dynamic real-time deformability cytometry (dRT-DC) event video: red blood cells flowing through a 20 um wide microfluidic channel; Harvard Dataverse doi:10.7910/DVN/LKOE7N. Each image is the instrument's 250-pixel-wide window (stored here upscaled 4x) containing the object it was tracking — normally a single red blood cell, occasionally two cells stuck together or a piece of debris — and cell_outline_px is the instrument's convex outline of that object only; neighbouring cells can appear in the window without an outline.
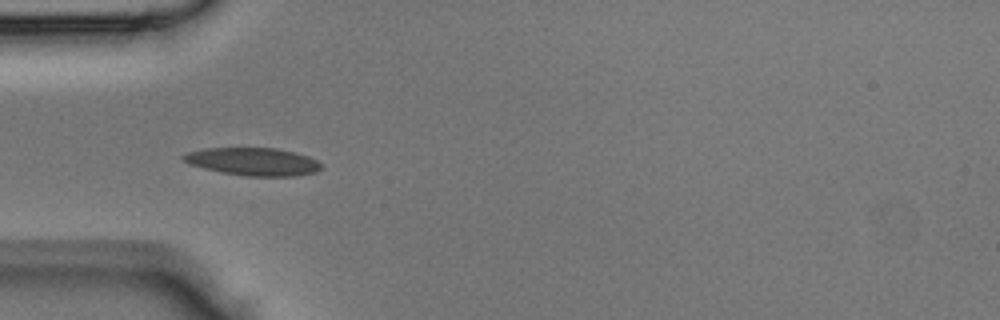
{"species": "Egyptian fruit bat (a non-hibernating species)", "species_latin": "Rousettus aegyptiacus", "temperature_condition": "room temperature", "stored_images_in_passage": 31, "camera_frame_rate_fps": 3000, "um_per_image_px": 0.085, "animal": {"sex": "male"}, "frame": {"image": 1, "passage_image": 1, "time_ms": 0.0, "image_size_px": [1000, 320], "cell_outline_px": [[324, 168], [316, 172], [296, 176], [248, 176], [224, 172], [204, 168], [188, 164], [180, 160], [180, 156], [188, 152], [204, 148], [276, 148], [308, 156], [316, 160]], "centroid_in_image_um": [21.49, 13.73], "position_along_channel_um": 63.5, "area_um2": 22.31}}
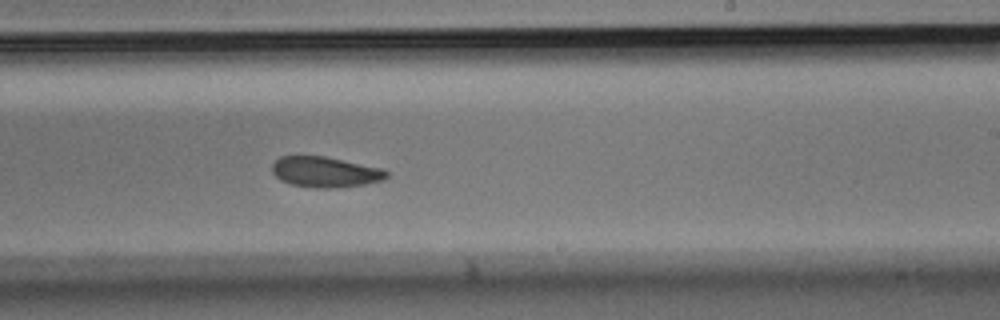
{"frame": {"image": 2, "passage_image": 14, "time_ms": 4.333, "image_size_px": [1000, 320], "cell_outline_px": [[388, 176], [384, 180], [364, 184], [336, 188], [316, 188], [292, 184], [280, 180], [272, 172], [272, 164], [280, 156], [324, 156], [384, 168], [388, 172]], "centroid_in_image_um": [27.67, 14.62], "position_along_channel_um": 261.3, "area_um2": 20.46}}
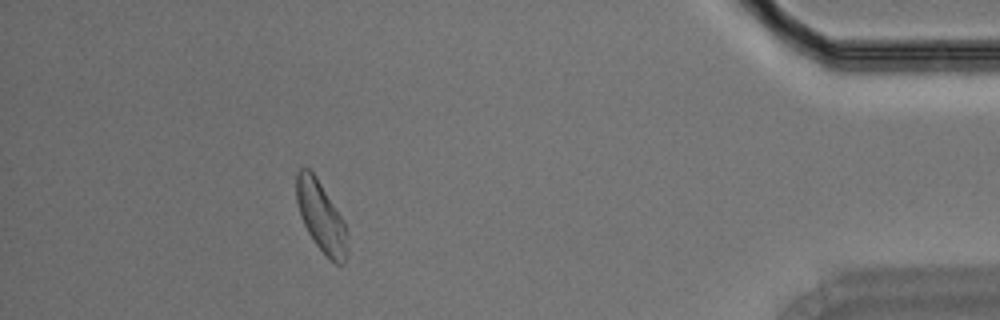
{"frame": {"image": 3, "passage_image": 27, "time_ms": 8.667, "image_size_px": [1000, 320], "cell_outline_px": [[348, 252], [344, 264], [336, 264], [316, 244], [308, 232], [300, 216], [296, 200], [296, 172], [300, 168], [308, 168], [316, 176], [344, 220], [348, 248]], "centroid_in_image_um": [27.29, 18.4], "position_along_channel_um": 407.9, "area_um2": 20.75}}